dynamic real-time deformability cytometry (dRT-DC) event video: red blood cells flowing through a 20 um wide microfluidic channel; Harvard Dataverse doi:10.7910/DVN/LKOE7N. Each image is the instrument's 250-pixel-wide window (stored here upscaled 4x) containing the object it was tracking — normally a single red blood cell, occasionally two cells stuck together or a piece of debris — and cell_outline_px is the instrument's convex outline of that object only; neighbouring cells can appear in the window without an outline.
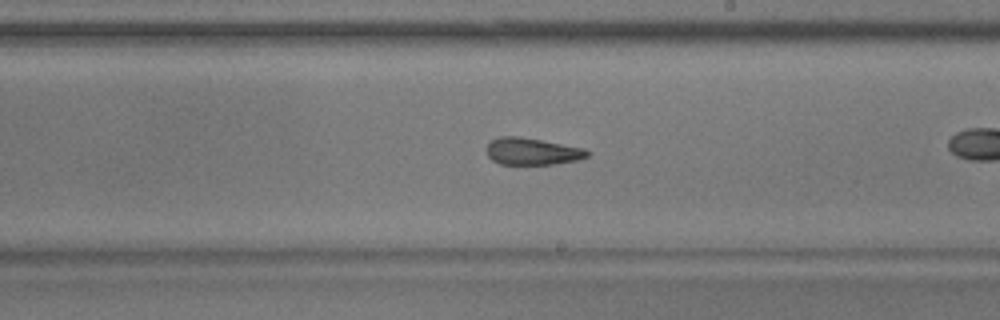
{"species": "common noctule bat (a hibernating species)", "species_latin": "Nyctalus noctula", "temperature_condition": "warm", "stored_images_in_passage": 43, "camera_frame_rate_fps": 3000, "um_per_image_px": 0.085, "animal": {"sex": "male", "body_mass_g": 17.9}, "frame": {"image": 1, "passage_image": 31, "time_ms": 10.0, "image_size_px": [1000, 320], "cell_outline_px": [[592, 152], [588, 156], [576, 160], [552, 164], [500, 164], [492, 160], [488, 156], [488, 144], [492, 140], [500, 136], [520, 136], [584, 148]], "centroid_in_image_um": [45.25, 12.86], "position_along_channel_um": 243.8, "area_um2": 15.72}}